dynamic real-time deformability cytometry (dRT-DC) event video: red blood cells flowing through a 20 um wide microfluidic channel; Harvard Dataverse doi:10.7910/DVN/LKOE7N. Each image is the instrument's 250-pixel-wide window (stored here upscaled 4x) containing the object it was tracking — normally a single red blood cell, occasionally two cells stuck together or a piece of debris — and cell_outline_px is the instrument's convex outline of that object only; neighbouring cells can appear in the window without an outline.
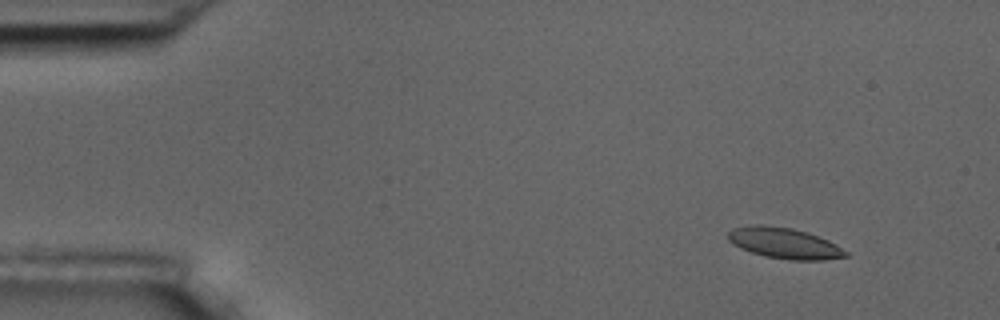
{"species": "common noctule bat (a hibernating species)", "species_latin": "Nyctalus noctula", "temperature_condition": "room temperature", "stored_images_in_passage": 4, "camera_frame_rate_fps": 3000, "um_per_image_px": 0.085, "animal": {"sex": "male", "body_mass_g": 17.5, "forearm_length_mm": 52.3}, "frame": {"image": 1, "passage_image": 2, "time_ms": 1.333, "image_size_px": [1000, 320], "cell_outline_px": [[848, 256], [824, 260], [788, 260], [764, 256], [740, 248], [732, 244], [728, 240], [728, 232], [732, 228], [752, 224], [764, 224], [792, 228], [808, 232], [828, 240], [836, 244], [848, 252]], "centroid_in_image_um": [66.65, 20.66], "position_along_channel_um": 18.3, "area_um2": 21.39}}